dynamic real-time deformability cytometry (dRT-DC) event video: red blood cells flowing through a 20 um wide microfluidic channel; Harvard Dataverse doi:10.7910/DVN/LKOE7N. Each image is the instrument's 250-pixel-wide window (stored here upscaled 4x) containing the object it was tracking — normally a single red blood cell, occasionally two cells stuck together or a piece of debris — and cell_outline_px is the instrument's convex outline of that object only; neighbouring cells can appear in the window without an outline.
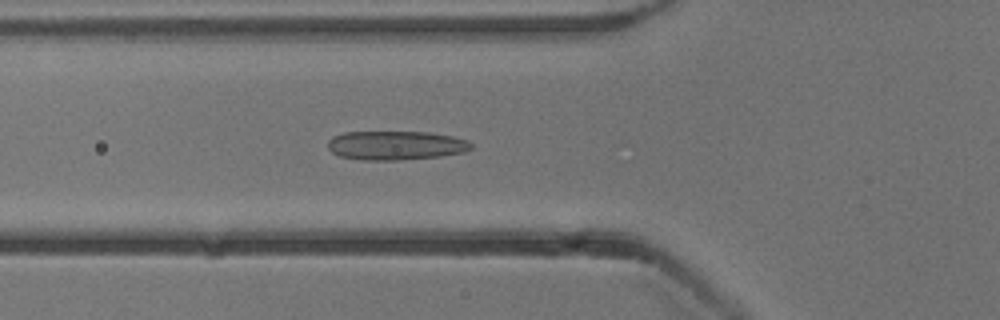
{"species": "common noctule bat (a hibernating species)", "species_latin": "Nyctalus noctula", "temperature_condition": "cold", "stored_images_in_passage": 53, "camera_frame_rate_fps": 3000, "um_per_image_px": 0.085, "animal": {"sex": "male", "body_mass_g": 13.3}, "frame": {"image": 1, "passage_image": 19, "time_ms": 6.0, "image_size_px": [1000, 320], "cell_outline_px": [[472, 148], [464, 152], [440, 156], [400, 160], [360, 160], [340, 156], [332, 152], [328, 148], [328, 140], [332, 136], [344, 132], [428, 132], [452, 136], [468, 140], [472, 144]], "centroid_in_image_um": [33.63, 12.36], "position_along_channel_um": 92.2, "area_um2": 24.33}}
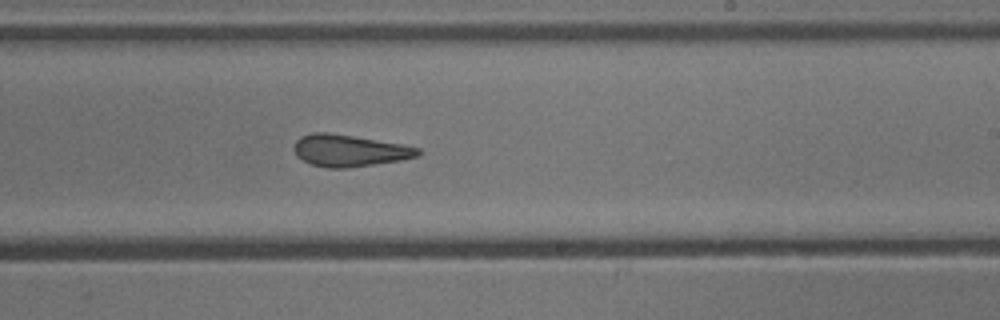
{"frame": {"image": 2, "passage_image": 32, "time_ms": 10.333, "image_size_px": [1000, 320], "cell_outline_px": [[420, 156], [400, 160], [348, 168], [324, 168], [312, 164], [296, 156], [292, 148], [296, 140], [300, 136], [312, 132], [328, 132], [404, 144], [420, 148]], "centroid_in_image_um": [29.68, 12.79], "position_along_channel_um": 259.3, "area_um2": 23.18}}
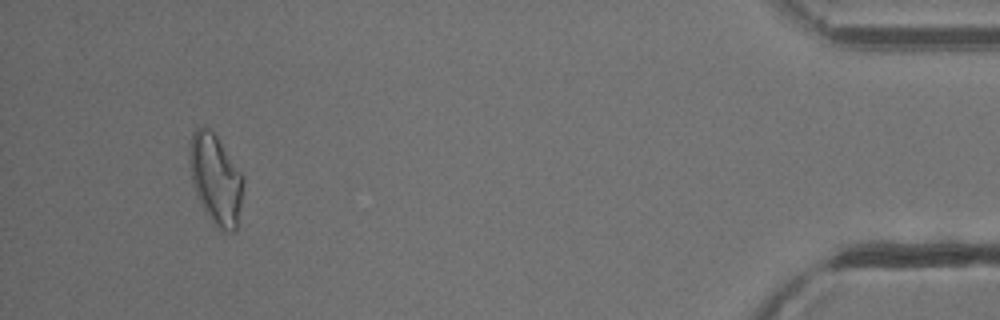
{"frame": {"image": 3, "passage_image": 50, "time_ms": 16.333, "image_size_px": [1000, 320], "cell_outline_px": [[244, 184], [236, 228], [232, 232], [220, 232], [216, 228], [208, 216], [196, 192], [192, 180], [188, 160], [192, 132], [196, 128], [204, 124], [216, 136], [244, 176]], "centroid_in_image_um": [18.33, 15.23], "position_along_channel_um": 416.9, "area_um2": 28.03}, "authors_computed_cell_mechanics": {"area_um2": 24.3338, "velocity_mm_per_s": 3.8465, "shape_relaxation_time_tau1_ms": null, "shape_relaxation_time_tau2_ms": 3.1269, "deformation_change_tau1": null, "deformation_change_tau2": 0.1161}}